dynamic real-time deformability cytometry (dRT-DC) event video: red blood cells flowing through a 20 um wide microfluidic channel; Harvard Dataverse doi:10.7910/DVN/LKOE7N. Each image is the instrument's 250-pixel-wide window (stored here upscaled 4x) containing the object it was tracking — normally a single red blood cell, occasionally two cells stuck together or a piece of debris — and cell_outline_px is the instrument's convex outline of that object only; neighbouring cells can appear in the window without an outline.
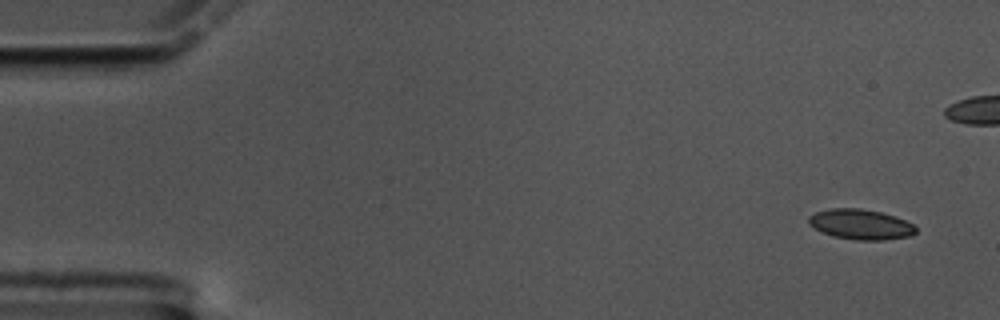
{"species": "common noctule bat (a hibernating species)", "species_latin": "Nyctalus noctula", "temperature_condition": "cold", "stored_images_in_passage": 16, "camera_frame_rate_fps": 3000, "um_per_image_px": 0.085, "animal": {"sex": "male", "body_mass_g": 17.5, "forearm_length_mm": 52.3}, "frame": {"image": 1, "passage_image": 3, "time_ms": 0.667, "image_size_px": [1000, 320], "cell_outline_px": [[916, 232], [912, 236], [884, 240], [856, 240], [832, 236], [808, 224], [808, 216], [816, 212], [832, 208], [860, 208], [880, 212], [896, 216], [912, 224], [916, 228]], "centroid_in_image_um": [73.17, 19.07], "position_along_channel_um": 11.8, "area_um2": 18.84}}